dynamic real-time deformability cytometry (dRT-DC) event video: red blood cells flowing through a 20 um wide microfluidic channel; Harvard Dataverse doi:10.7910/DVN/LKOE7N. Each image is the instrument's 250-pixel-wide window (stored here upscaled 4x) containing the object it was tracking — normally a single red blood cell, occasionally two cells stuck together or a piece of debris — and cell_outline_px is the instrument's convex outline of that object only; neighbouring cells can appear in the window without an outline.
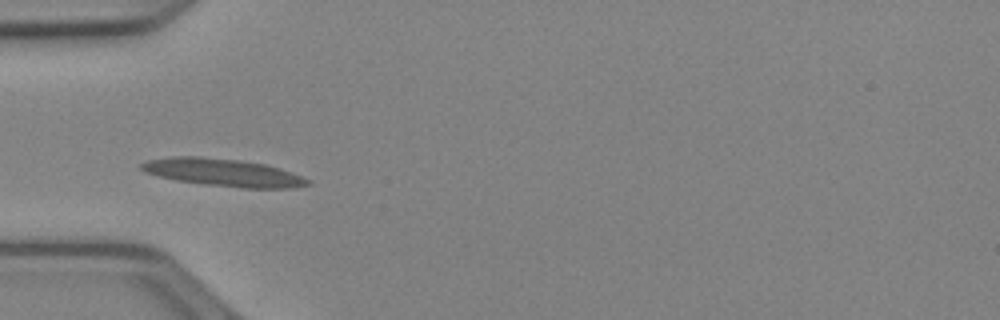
{"species": "Egyptian fruit bat (a non-hibernating species)", "species_latin": "Rousettus aegyptiacus", "temperature_condition": "cold", "stored_images_in_passage": 3, "camera_frame_rate_fps": 3000, "um_per_image_px": 0.085, "animal": {"sex": "female"}, "frame": {"image": 1, "passage_image": 1, "time_ms": 0.0, "image_size_px": [1000, 320], "cell_outline_px": [[312, 184], [288, 188], [240, 188], [204, 184], [176, 180], [144, 172], [140, 168], [140, 164], [148, 160], [172, 156], [196, 156], [240, 160], [264, 164], [280, 168], [312, 180]], "centroid_in_image_um": [18.98, 14.66], "position_along_channel_um": 66.0, "area_um2": 26.7}}